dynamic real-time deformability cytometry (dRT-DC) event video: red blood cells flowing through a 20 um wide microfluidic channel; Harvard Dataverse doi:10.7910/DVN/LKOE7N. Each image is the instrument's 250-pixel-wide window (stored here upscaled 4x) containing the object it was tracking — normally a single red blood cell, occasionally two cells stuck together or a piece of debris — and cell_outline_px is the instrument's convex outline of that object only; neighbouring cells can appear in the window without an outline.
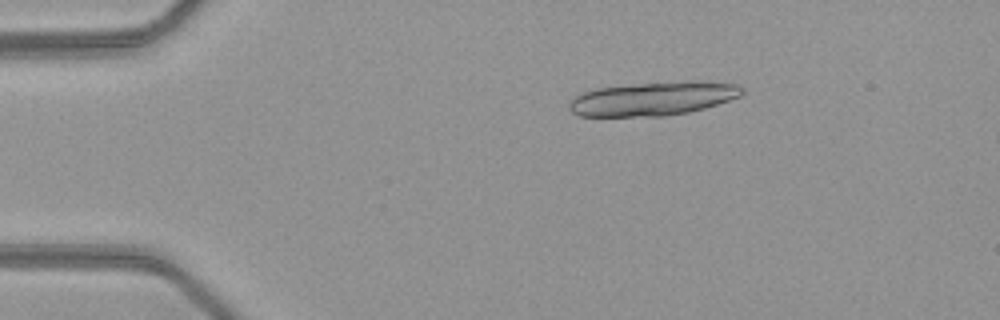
{"species": "common noctule bat (a hibernating species)", "species_latin": "Nyctalus noctula", "temperature_condition": "warm", "stored_images_in_passage": 7, "camera_frame_rate_fps": 3000, "um_per_image_px": 0.085, "animal": {"sex": "female", "body_mass_g": 21.9}, "frame": {"image": 1, "passage_image": 1, "time_ms": 0.0, "image_size_px": [1000, 320], "cell_outline_px": [[744, 92], [740, 96], [704, 108], [688, 112], [664, 116], [580, 116], [572, 112], [568, 108], [568, 104], [576, 96], [584, 92], [596, 88], [636, 84], [688, 80], [700, 80], [736, 84], [744, 88]], "centroid_in_image_um": [55.54, 8.37], "position_along_channel_um": 29.5, "area_um2": 33.99}}